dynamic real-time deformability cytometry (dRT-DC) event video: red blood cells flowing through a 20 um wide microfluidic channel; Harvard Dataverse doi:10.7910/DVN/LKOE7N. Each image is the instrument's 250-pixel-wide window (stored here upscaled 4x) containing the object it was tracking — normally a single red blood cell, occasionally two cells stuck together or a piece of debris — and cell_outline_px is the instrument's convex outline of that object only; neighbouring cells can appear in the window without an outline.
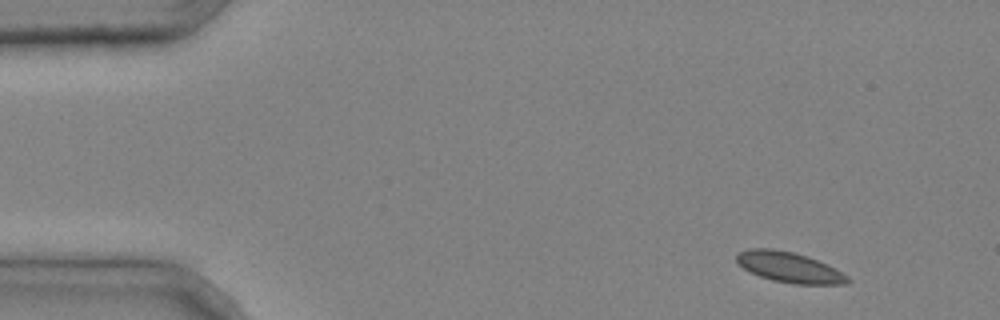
{"species": "common noctule bat (a hibernating species)", "species_latin": "Nyctalus noctula", "temperature_condition": "cold", "stored_images_in_passage": 5, "camera_frame_rate_fps": 3000, "um_per_image_px": 0.085, "animal": {"sex": "male", "body_mass_g": 20.4}, "frame": {"image": 1, "passage_image": 1, "time_ms": 0.0, "image_size_px": [1000, 320], "cell_outline_px": [[852, 280], [848, 284], [792, 284], [772, 280], [760, 276], [744, 268], [736, 260], [736, 256], [740, 252], [748, 248], [772, 248], [792, 252], [808, 256], [828, 264], [848, 276]], "centroid_in_image_um": [67.13, 22.72], "position_along_channel_um": 17.9, "area_um2": 19.71}}
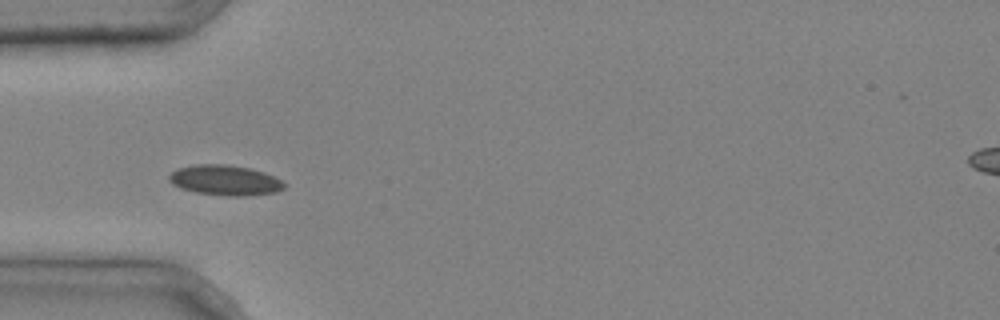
{"frame": {"image": 2, "passage_image": 4, "time_ms": 1.0, "image_size_px": [1000, 320], "cell_outline_px": [[288, 184], [284, 188], [276, 192], [244, 196], [228, 196], [196, 192], [180, 188], [172, 184], [168, 180], [168, 176], [176, 168], [196, 164], [228, 164], [252, 168], [264, 172]], "centroid_in_image_um": [19.12, 15.31], "position_along_channel_um": 65.9, "area_um2": 20.46}}